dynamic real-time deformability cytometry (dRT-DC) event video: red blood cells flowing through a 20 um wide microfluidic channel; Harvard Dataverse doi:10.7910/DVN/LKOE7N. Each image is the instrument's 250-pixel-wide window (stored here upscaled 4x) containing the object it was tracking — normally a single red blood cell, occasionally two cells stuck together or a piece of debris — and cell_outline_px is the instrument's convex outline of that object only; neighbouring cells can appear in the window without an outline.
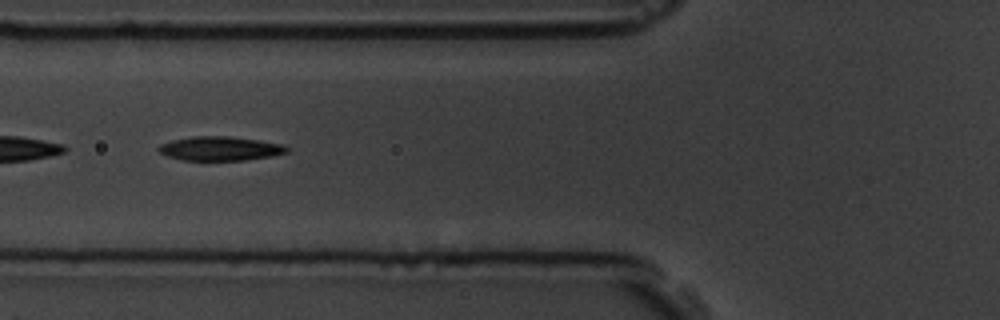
{"species": "common noctule bat (a hibernating species)", "species_latin": "Nyctalus noctula", "temperature_condition": "room temperature", "stored_images_in_passage": 13, "camera_frame_rate_fps": 3000, "um_per_image_px": 0.085, "animal": {"sex": "male", "body_mass_g": 19.5, "forearm_length_mm": 54.6}, "frame": {"image": 1, "passage_image": 6, "time_ms": 6.667, "image_size_px": [1000, 320], "cell_outline_px": [[288, 152], [272, 156], [244, 160], [184, 160], [168, 156], [160, 152], [156, 148], [160, 144], [172, 140], [192, 136], [228, 136], [256, 140], [280, 144], [288, 148]], "centroid_in_image_um": [18.67, 12.62], "position_along_channel_um": 107.1, "area_um2": 17.8}}
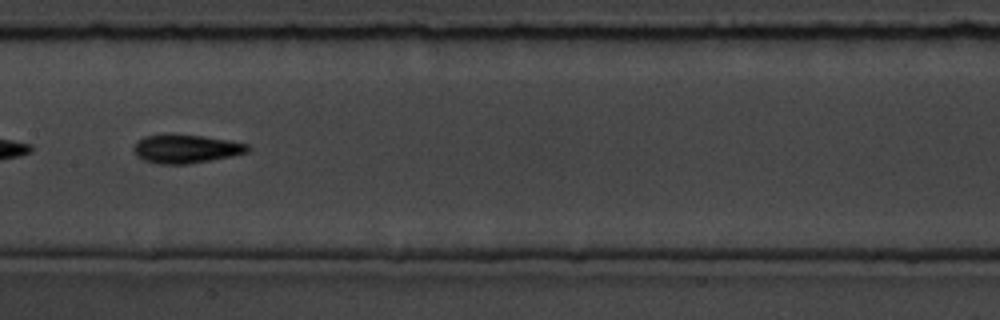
{"frame": {"image": 2, "passage_image": 8, "time_ms": 9.0, "image_size_px": [1000, 320], "cell_outline_px": [[252, 148], [248, 152], [232, 156], [212, 160], [188, 164], [156, 164], [144, 160], [132, 148], [144, 136], [204, 136], [228, 140], [248, 144]], "centroid_in_image_um": [15.89, 12.68], "position_along_channel_um": 191.5, "area_um2": 18.44}}
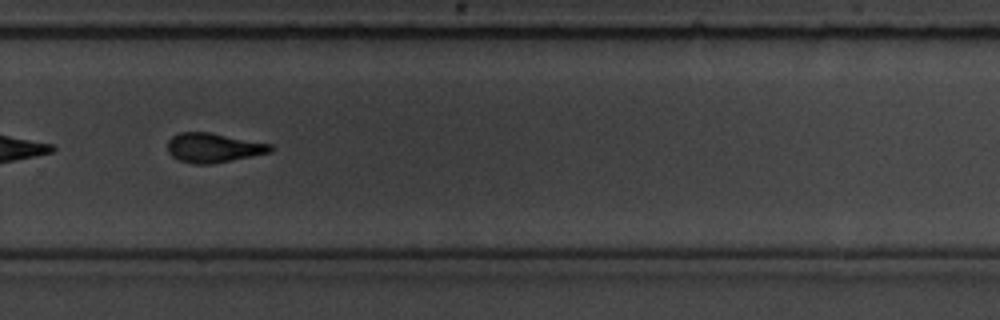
{"frame": {"image": 3, "passage_image": 11, "time_ms": 12.333, "image_size_px": [1000, 320], "cell_outline_px": [[276, 148], [272, 152], [212, 164], [192, 164], [180, 160], [172, 156], [168, 152], [168, 140], [172, 136], [180, 132], [208, 132], [272, 144]], "centroid_in_image_um": [18.16, 12.56], "position_along_channel_um": 311.6, "area_um2": 17.69}, "authors_computed_cell_mechanics": {"area_um2": 18.4382, "velocity_mm_per_s": 3.6163, "shape_relaxation_time_tau1_ms": 2.6805, "shape_relaxation_time_tau2_ms": 2.302, "deformation_change_tau1": 0.1232, "deformation_change_tau2": 0.0907}}